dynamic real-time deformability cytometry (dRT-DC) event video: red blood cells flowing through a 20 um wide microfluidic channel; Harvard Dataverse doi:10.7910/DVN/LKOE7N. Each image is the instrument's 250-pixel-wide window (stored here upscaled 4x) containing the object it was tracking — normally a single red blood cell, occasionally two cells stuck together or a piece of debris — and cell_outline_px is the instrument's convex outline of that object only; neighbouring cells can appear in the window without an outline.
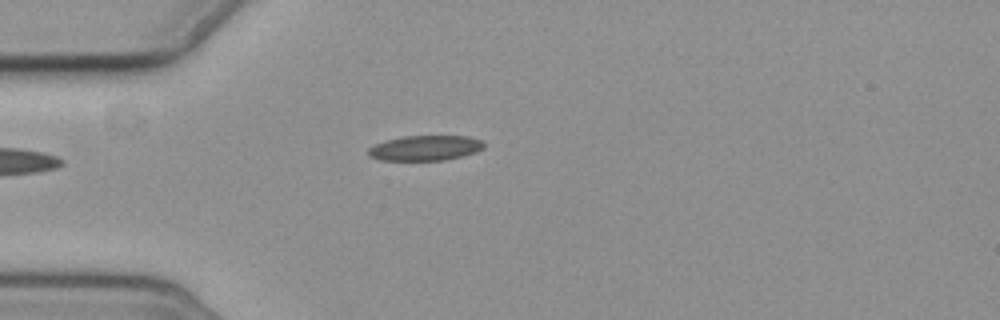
{"species": "common noctule bat (a hibernating species)", "species_latin": "Nyctalus noctula", "temperature_condition": "cold", "stored_images_in_passage": 4, "camera_frame_rate_fps": 3000, "um_per_image_px": 0.085, "animal": {"sex": "female", "body_mass_g": 19.3, "forearm_length_mm": 54.1}, "frame": {"image": 1, "passage_image": 4, "time_ms": 4.333, "image_size_px": [1000, 320], "cell_outline_px": [[484, 148], [476, 152], [444, 160], [380, 160], [368, 156], [368, 148], [384, 140], [404, 136], [468, 136], [484, 140]], "centroid_in_image_um": [36.15, 12.57], "position_along_channel_um": 48.9, "area_um2": 16.99}}